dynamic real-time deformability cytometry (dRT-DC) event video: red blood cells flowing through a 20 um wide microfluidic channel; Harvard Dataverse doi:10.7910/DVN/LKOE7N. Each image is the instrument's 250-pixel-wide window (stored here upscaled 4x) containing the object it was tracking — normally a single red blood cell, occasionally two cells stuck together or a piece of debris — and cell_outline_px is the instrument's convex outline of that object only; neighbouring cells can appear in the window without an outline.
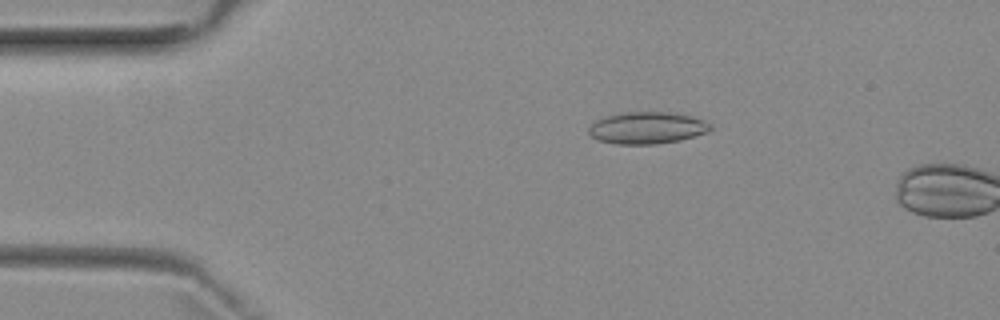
{"species": "common noctule bat (a hibernating species)", "species_latin": "Nyctalus noctula", "temperature_condition": "room temperature", "stored_images_in_passage": 3, "camera_frame_rate_fps": 3000, "um_per_image_px": 0.085, "animal": {"sex": "female", "body_mass_g": 29.2, "forearm_length_mm": 56.3}, "frame": {"image": 1, "passage_image": 1, "time_ms": 0.0, "image_size_px": [1000, 320], "cell_outline_px": [[712, 128], [708, 132], [680, 140], [656, 144], [616, 144], [596, 140], [588, 132], [588, 128], [596, 120], [604, 116], [624, 112], [668, 112], [692, 116], [704, 120]], "centroid_in_image_um": [54.97, 10.87], "position_along_channel_um": 30.0, "area_um2": 22.66}}